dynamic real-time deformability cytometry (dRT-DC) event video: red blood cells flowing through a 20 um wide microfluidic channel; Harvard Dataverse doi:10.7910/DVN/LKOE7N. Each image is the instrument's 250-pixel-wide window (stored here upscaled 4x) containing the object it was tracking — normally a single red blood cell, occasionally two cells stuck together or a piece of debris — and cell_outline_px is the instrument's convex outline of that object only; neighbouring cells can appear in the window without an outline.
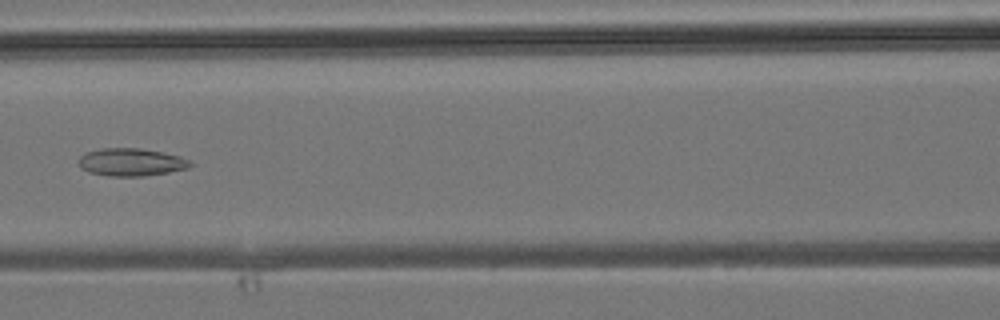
{"species": "common noctule bat (a hibernating species)", "species_latin": "Nyctalus noctula", "temperature_condition": "room temperature", "stored_images_in_passage": 35, "camera_frame_rate_fps": 3000, "um_per_image_px": 0.085, "animal": {"sex": "male", "body_mass_g": 19.2, "forearm_length_mm": 51.8}, "frame": {"image": 1, "passage_image": 12, "time_ms": 3.667, "image_size_px": [1000, 320], "cell_outline_px": [[192, 164], [188, 168], [168, 172], [144, 176], [108, 176], [88, 172], [80, 168], [80, 156], [88, 152], [100, 148], [140, 148], [180, 156], [192, 160]], "centroid_in_image_um": [11.16, 13.78], "position_along_channel_um": 155.4, "area_um2": 17.98}}
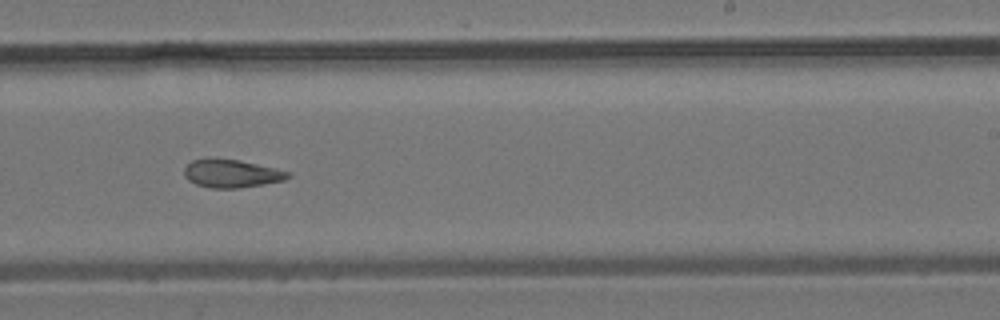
{"frame": {"image": 2, "passage_image": 19, "time_ms": 6.0, "image_size_px": [1000, 320], "cell_outline_px": [[292, 176], [284, 180], [240, 188], [212, 188], [196, 184], [188, 180], [184, 176], [184, 168], [192, 160], [208, 156], [240, 160], [276, 168], [292, 172]], "centroid_in_image_um": [19.67, 14.72], "position_along_channel_um": 269.3, "area_um2": 17.4}}
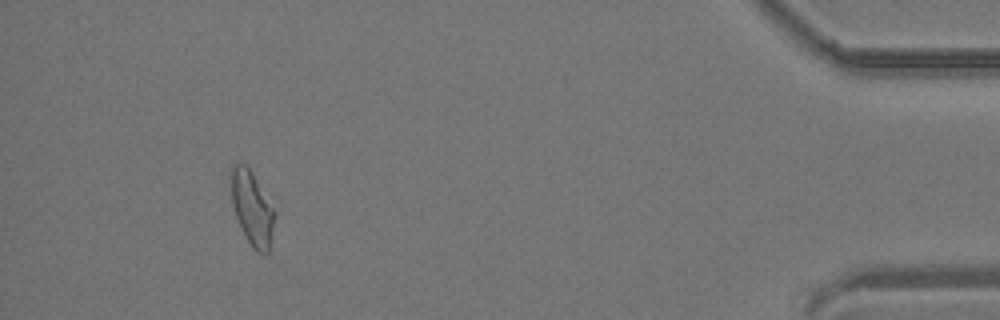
{"frame": {"image": 3, "passage_image": 32, "time_ms": 10.333, "image_size_px": [1000, 320], "cell_outline_px": [[276, 212], [268, 252], [256, 252], [252, 248], [236, 216], [232, 204], [228, 176], [232, 164], [244, 164], [248, 168]], "centroid_in_image_um": [21.38, 17.65], "position_along_channel_um": 413.8, "area_um2": 18.5}}